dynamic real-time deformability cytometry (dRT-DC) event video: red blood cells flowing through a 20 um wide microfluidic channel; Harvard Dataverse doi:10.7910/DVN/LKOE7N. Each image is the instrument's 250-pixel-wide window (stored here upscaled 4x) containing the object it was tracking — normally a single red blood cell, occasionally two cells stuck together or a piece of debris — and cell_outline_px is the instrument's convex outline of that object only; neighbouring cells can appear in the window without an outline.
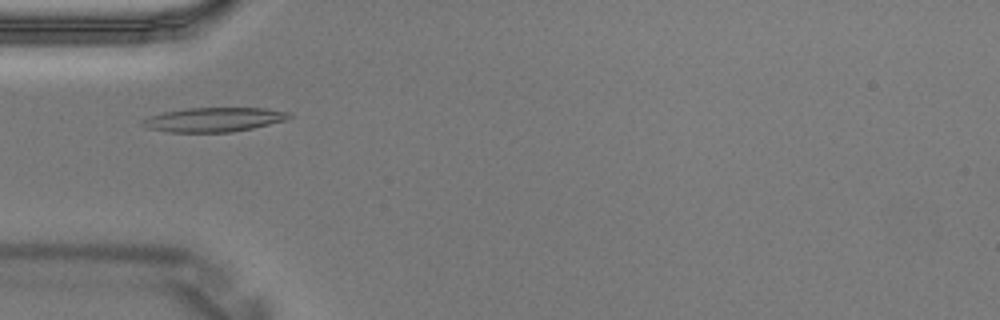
{"species": "Egyptian fruit bat (a non-hibernating species)", "species_latin": "Rousettus aegyptiacus", "temperature_condition": "warm", "stored_images_in_passage": 2, "camera_frame_rate_fps": 3000, "um_per_image_px": 0.085, "animal": {"sex": "male"}, "frame": {"image": 1, "passage_image": 2, "time_ms": 0.333, "image_size_px": [1000, 320], "cell_outline_px": [[292, 116], [284, 120], [252, 128], [228, 132], [168, 132], [148, 128], [140, 124], [140, 120], [148, 116], [164, 112], [188, 108], [264, 108], [292, 112]], "centroid_in_image_um": [18.14, 10.16], "position_along_channel_um": 66.9, "area_um2": 20.69}}